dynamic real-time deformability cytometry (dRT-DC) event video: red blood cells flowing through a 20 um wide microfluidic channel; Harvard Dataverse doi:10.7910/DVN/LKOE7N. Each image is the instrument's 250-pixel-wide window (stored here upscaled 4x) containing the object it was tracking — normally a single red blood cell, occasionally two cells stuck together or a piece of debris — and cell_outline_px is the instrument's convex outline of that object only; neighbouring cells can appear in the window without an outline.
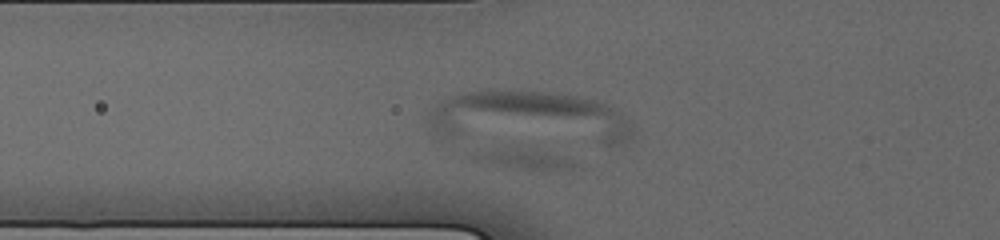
{"species": "human", "species_latin": "Homo sapiens", "temperature_condition": "cold", "stored_images_in_passage": 7, "camera_frame_rate_fps": 3000, "um_per_image_px": 0.085, "donor": {"sex": "male"}, "frame": {"image": 1, "passage_image": 4, "time_ms": 2.333, "image_size_px": [1000, 240], "cell_outline_px": [[632, 136], [628, 140], [620, 144], [600, 144], [436, 140], [428, 128], [424, 116], [428, 108], [432, 104], [448, 96], [464, 92], [552, 92], [580, 96], [596, 100], [608, 104], [620, 112], [632, 124]], "centroid_in_image_um": [44.77, 10.1], "position_along_channel_um": 81.0, "area_um2": 66.53}}